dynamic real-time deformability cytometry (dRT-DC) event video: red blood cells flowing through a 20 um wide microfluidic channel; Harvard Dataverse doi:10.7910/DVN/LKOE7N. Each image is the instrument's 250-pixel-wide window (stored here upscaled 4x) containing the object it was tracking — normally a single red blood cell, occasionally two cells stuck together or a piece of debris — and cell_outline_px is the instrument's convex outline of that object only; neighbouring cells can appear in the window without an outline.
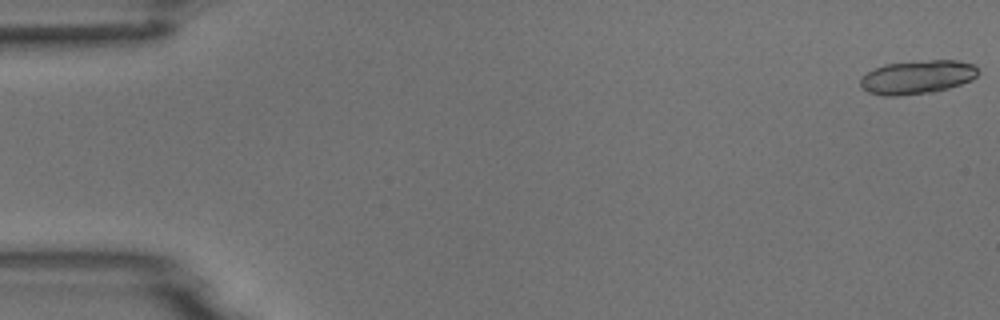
{"species": "common noctule bat (a hibernating species)", "species_latin": "Nyctalus noctula", "temperature_condition": "room temperature", "stored_images_in_passage": 5, "camera_frame_rate_fps": 3000, "um_per_image_px": 0.085, "animal": {"sex": "male", "body_mass_g": 18.8}, "frame": {"image": 1, "passage_image": 1, "time_ms": 0.0, "image_size_px": [1000, 320], "cell_outline_px": [[980, 72], [972, 80], [948, 88], [932, 92], [896, 96], [884, 96], [868, 92], [860, 84], [860, 80], [868, 72], [884, 64], [932, 60], [956, 60], [972, 64]], "centroid_in_image_um": [77.99, 6.56], "position_along_channel_um": 7.0, "area_um2": 22.83}}
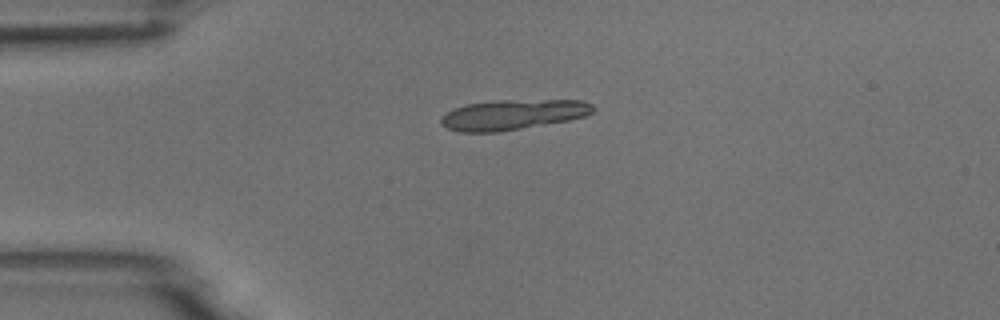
{"frame": {"image": 2, "passage_image": 4, "time_ms": 4.0, "image_size_px": [1000, 320], "cell_outline_px": [[596, 108], [592, 112], [584, 116], [568, 120], [496, 132], [460, 132], [448, 128], [440, 124], [440, 120], [452, 108], [468, 104], [496, 100], [580, 100], [592, 104]], "centroid_in_image_um": [43.58, 9.73], "position_along_channel_um": 41.4, "area_um2": 26.47}}